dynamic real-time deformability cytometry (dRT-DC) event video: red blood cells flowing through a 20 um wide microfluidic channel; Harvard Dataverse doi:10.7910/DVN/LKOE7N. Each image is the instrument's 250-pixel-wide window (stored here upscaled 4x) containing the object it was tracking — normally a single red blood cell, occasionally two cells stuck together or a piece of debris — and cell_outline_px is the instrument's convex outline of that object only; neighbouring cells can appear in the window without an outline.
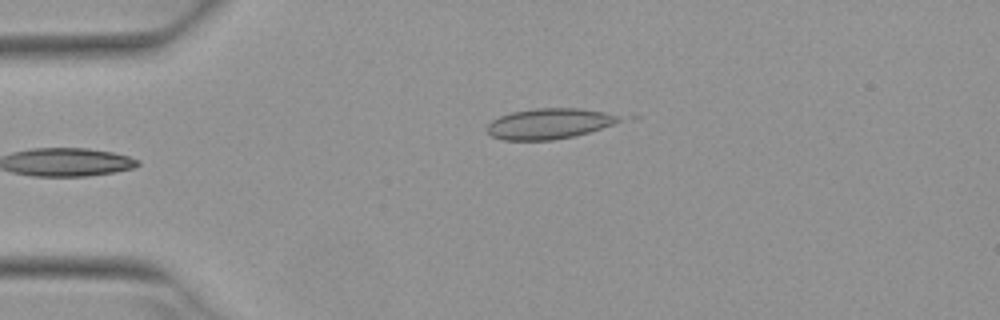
{"species": "Egyptian fruit bat (a non-hibernating species)", "species_latin": "Rousettus aegyptiacus", "temperature_condition": "warm", "stored_images_in_passage": 1, "camera_frame_rate_fps": 3000, "um_per_image_px": 0.085, "animal": {"sex": "female"}, "frame": {"image": 1, "passage_image": 1, "time_ms": 0.0, "image_size_px": [1000, 320], "cell_outline_px": [[620, 120], [612, 124], [588, 132], [572, 136], [552, 140], [504, 140], [492, 136], [484, 128], [492, 120], [500, 116], [512, 112], [536, 108], [580, 108], [604, 112], [620, 116]], "centroid_in_image_um": [46.61, 10.51], "position_along_channel_um": 38.4, "area_um2": 23.29}}